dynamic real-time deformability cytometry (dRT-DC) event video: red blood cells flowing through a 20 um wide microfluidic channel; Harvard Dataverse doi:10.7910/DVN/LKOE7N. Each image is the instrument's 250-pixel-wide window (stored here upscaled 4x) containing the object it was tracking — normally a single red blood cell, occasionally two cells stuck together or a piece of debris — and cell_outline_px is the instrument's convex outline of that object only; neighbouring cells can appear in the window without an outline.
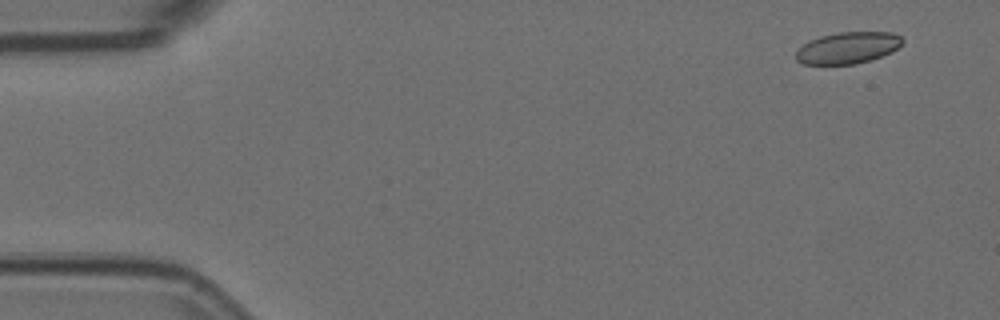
{"species": "Egyptian fruit bat (a non-hibernating species)", "species_latin": "Rousettus aegyptiacus", "temperature_condition": "room temperature", "stored_images_in_passage": 3, "camera_frame_rate_fps": 3000, "um_per_image_px": 0.085, "animal": {"sex": "female"}, "frame": {"image": 1, "passage_image": 1, "time_ms": 0.0, "image_size_px": [1000, 320], "cell_outline_px": [[904, 40], [892, 52], [868, 60], [852, 64], [804, 64], [796, 60], [796, 52], [804, 44], [820, 36], [840, 32], [892, 32], [900, 36]], "centroid_in_image_um": [72.06, 4.06], "position_along_channel_um": 12.9, "area_um2": 19.25}}